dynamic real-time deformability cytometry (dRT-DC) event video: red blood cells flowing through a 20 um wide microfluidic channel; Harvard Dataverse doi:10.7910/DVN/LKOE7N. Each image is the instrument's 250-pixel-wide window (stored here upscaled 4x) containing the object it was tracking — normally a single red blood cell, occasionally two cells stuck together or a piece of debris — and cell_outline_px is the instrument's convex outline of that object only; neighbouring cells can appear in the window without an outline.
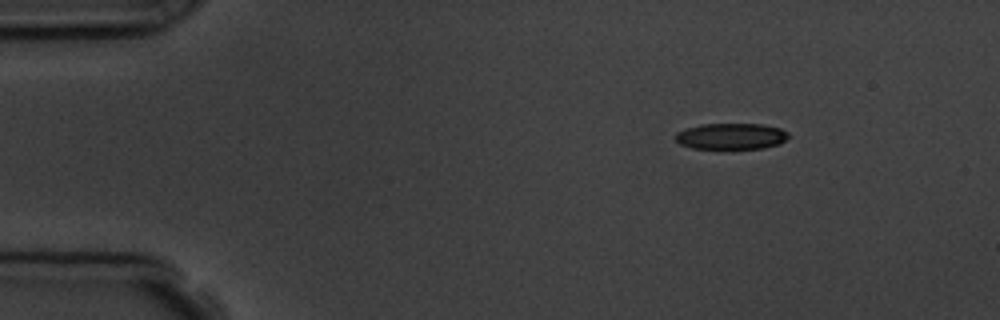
{"species": "common noctule bat (a hibernating species)", "species_latin": "Nyctalus noctula", "temperature_condition": "room temperature", "stored_images_in_passage": 3, "camera_frame_rate_fps": 3000, "um_per_image_px": 0.085, "animal": {"sex": "male", "body_mass_g": 19.5, "forearm_length_mm": 54.6}, "frame": {"image": 1, "passage_image": 1, "time_ms": 0.0, "image_size_px": [1000, 320], "cell_outline_px": [[788, 136], [780, 144], [764, 148], [692, 148], [680, 144], [676, 140], [676, 132], [684, 128], [700, 124], [760, 124], [780, 128], [788, 132]], "centroid_in_image_um": [62.13, 11.57], "position_along_channel_um": 22.9, "area_um2": 17.17}}